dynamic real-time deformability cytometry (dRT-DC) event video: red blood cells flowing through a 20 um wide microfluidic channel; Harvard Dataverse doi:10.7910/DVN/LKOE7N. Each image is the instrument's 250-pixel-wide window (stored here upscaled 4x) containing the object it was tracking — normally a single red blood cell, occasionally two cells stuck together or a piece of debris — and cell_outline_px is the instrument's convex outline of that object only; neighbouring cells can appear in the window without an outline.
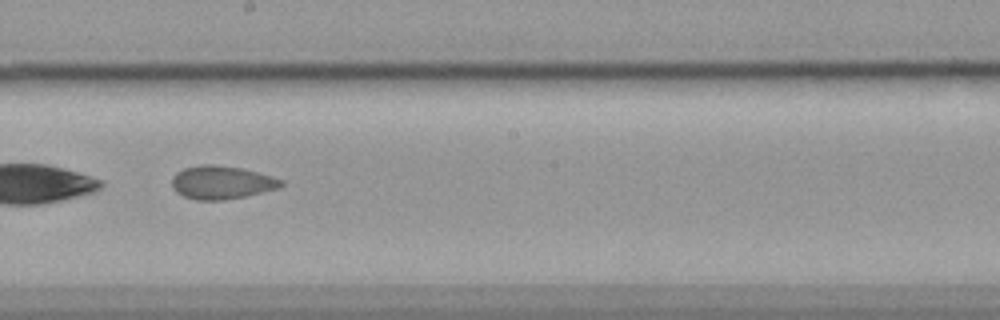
{"species": "common noctule bat (a hibernating species)", "species_latin": "Nyctalus noctula", "temperature_condition": "cold", "stored_images_in_passage": 43, "camera_frame_rate_fps": 3000, "um_per_image_px": 0.085, "animal": {"sex": "female", "body_mass_g": 19.9}, "frame": {"image": 1, "passage_image": 19, "time_ms": 6.0, "image_size_px": [1000, 320], "cell_outline_px": [[284, 184], [280, 188], [244, 196], [224, 200], [196, 200], [184, 196], [176, 192], [172, 188], [172, 176], [176, 172], [184, 168], [200, 164], [216, 164], [244, 168], [272, 176], [284, 180]], "centroid_in_image_um": [18.84, 15.49], "position_along_channel_um": 229.4, "area_um2": 21.44}}
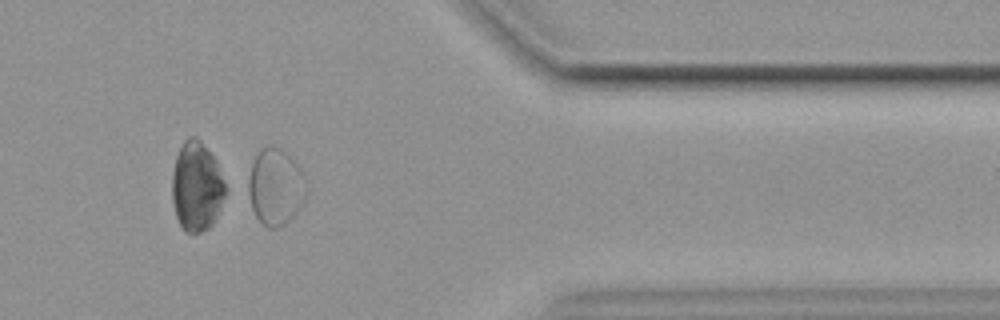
{"frame": {"image": 2, "passage_image": 34, "time_ms": 11.0, "image_size_px": [1000, 320], "cell_outline_px": [[300, 204], [296, 212], [284, 224], [276, 228], [268, 228], [256, 216], [240, 188], [260, 148], [268, 144], [272, 144], [280, 148], [300, 168]], "centroid_in_image_um": [23.19, 15.86], "position_along_channel_um": 388.2, "area_um2": 25.61}}